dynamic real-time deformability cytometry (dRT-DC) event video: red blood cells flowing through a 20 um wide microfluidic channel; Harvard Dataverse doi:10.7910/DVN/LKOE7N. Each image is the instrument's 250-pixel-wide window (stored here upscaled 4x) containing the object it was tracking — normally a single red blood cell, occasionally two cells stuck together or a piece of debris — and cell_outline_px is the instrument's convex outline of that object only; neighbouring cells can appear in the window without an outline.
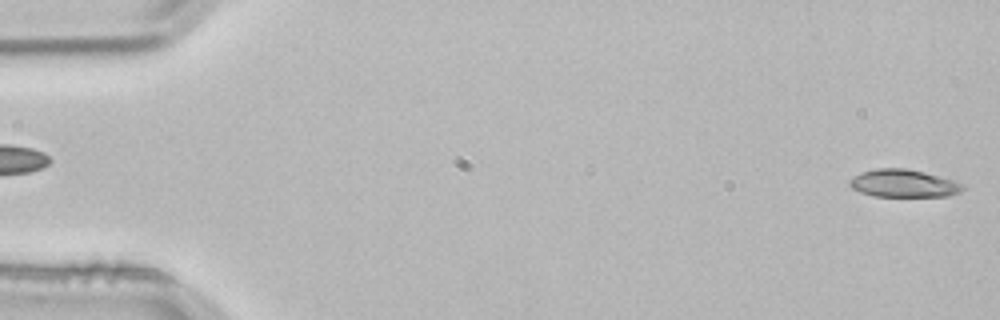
{"species": "common noctule bat (a hibernating species)", "species_latin": "Nyctalus noctula", "temperature_condition": "room temperature", "stored_images_in_passage": 4, "segment_of_instrument_passage": [2, 2], "camera_frame_rate_fps": 3000, "um_per_image_px": 0.085, "animal": {"sex": "male", "body_mass_g": 21.5, "forearm_length_mm": 52.0}, "frame": {"image": 1, "passage_image": 4, "time_ms": 1.0, "image_size_px": [1000, 320], "cell_outline_px": [[964, 188], [960, 192], [948, 196], [872, 196], [860, 192], [852, 188], [848, 184], [848, 180], [852, 176], [860, 172], [876, 168], [904, 168], [952, 180], [964, 184]], "centroid_in_image_um": [76.73, 15.59], "position_along_channel_um": 8.3, "area_um2": 18.15}}